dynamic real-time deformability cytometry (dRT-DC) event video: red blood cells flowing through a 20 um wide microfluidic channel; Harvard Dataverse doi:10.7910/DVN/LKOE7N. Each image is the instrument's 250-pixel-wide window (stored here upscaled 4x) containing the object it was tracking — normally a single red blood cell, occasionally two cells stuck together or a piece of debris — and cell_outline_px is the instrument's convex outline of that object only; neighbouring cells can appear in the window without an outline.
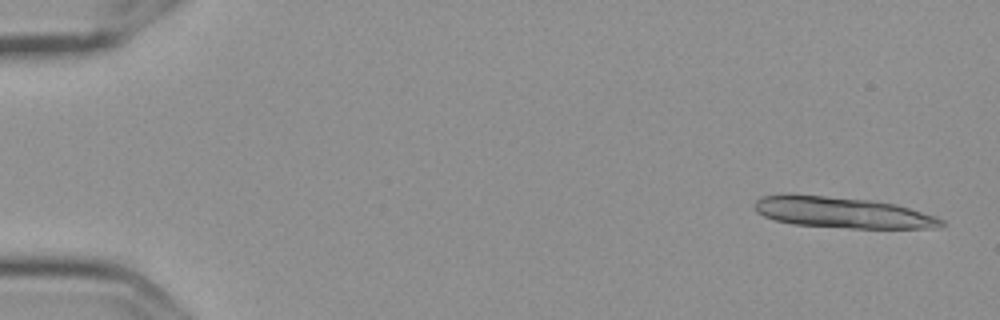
{"species": "Egyptian fruit bat (a non-hibernating species)", "species_latin": "Rousettus aegyptiacus", "temperature_condition": "cold", "stored_images_in_passage": 9, "segment_of_instrument_passage": [1, 2], "camera_frame_rate_fps": 3000, "um_per_image_px": 0.085, "frame": {"image": 1, "passage_image": 1, "time_ms": 0.0, "image_size_px": [1000, 320], "cell_outline_px": [[948, 224], [940, 228], [848, 228], [792, 224], [776, 220], [764, 216], [756, 212], [752, 204], [756, 200], [764, 196], [784, 192], [792, 192], [868, 200], [896, 204], [936, 216], [944, 220]], "centroid_in_image_um": [71.57, 18.04], "position_along_channel_um": 13.4, "area_um2": 34.39}}